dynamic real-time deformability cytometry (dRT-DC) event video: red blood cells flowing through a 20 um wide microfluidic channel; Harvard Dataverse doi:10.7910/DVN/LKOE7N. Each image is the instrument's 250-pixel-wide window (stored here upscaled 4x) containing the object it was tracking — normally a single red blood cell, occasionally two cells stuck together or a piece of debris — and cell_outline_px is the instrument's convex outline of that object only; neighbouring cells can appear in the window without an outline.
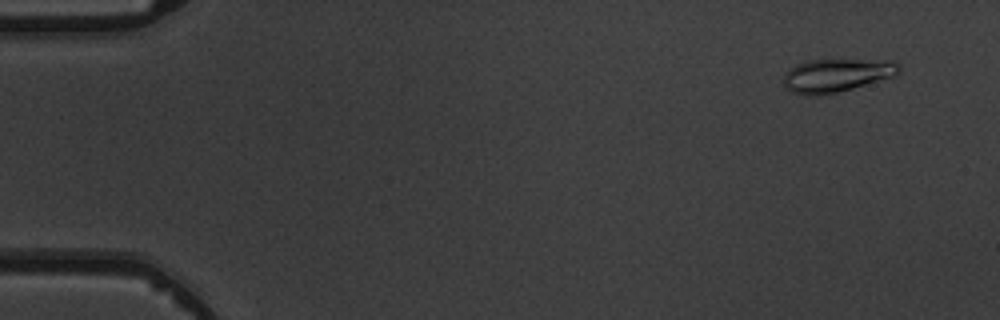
{"species": "common noctule bat (a hibernating species)", "species_latin": "Nyctalus noctula", "temperature_condition": "warm", "stored_images_in_passage": 6, "camera_frame_rate_fps": 3000, "um_per_image_px": 0.085, "animal": {"sex": "male", "body_mass_g": 19.5, "forearm_length_mm": 54.6}, "frame": {"image": 1, "passage_image": 2, "time_ms": 1.0, "image_size_px": [1000, 320], "cell_outline_px": [[900, 72], [896, 76], [852, 88], [836, 92], [816, 96], [804, 96], [792, 92], [784, 84], [784, 72], [796, 64], [808, 60], [892, 60], [900, 64]], "centroid_in_image_um": [71.12, 6.4], "position_along_channel_um": 13.9, "area_um2": 22.48}}